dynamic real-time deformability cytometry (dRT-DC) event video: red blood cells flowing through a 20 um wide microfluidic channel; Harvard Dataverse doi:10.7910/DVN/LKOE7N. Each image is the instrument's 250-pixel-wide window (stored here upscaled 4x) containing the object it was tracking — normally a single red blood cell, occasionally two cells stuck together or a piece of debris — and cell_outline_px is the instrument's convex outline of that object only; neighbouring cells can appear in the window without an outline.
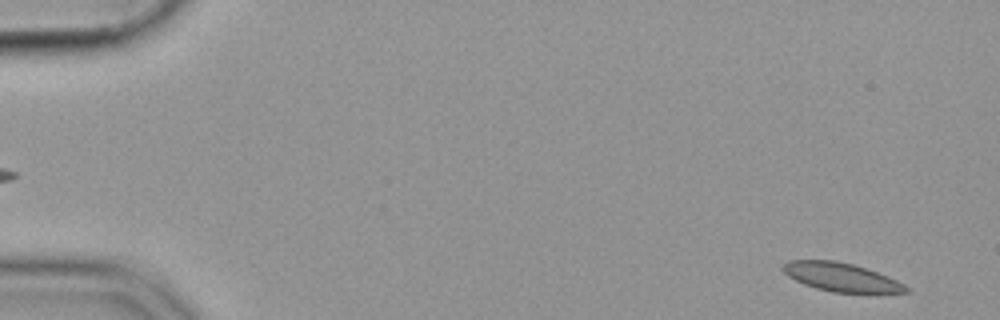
{"species": "common noctule bat (a hibernating species)", "species_latin": "Nyctalus noctula", "temperature_condition": "cold", "stored_images_in_passage": 55, "camera_frame_rate_fps": 3000, "um_per_image_px": 0.085, "animal": {"sex": "female", "body_mass_g": 19.9}, "frame": {"image": 1, "passage_image": 2, "time_ms": 0.333, "image_size_px": [1000, 320], "cell_outline_px": [[912, 292], [876, 296], [832, 292], [816, 288], [804, 284], [788, 276], [780, 268], [788, 260], [836, 260], [852, 264], [876, 272], [896, 280], [904, 284]], "centroid_in_image_um": [71.6, 23.62], "position_along_channel_um": 13.4, "area_um2": 21.33}}
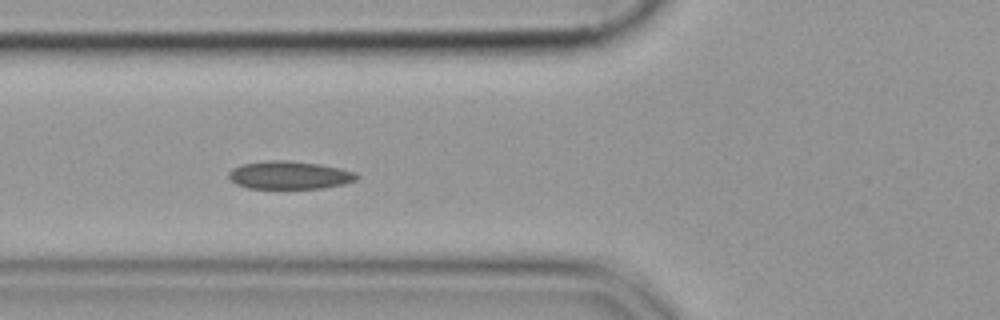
{"frame": {"image": 2, "passage_image": 20, "time_ms": 6.333, "image_size_px": [1000, 320], "cell_outline_px": [[360, 176], [356, 180], [344, 184], [320, 188], [248, 188], [236, 184], [228, 176], [228, 172], [232, 168], [244, 164], [272, 160], [288, 160], [320, 164], [340, 168], [356, 172]], "centroid_in_image_um": [24.63, 14.88], "position_along_channel_um": 101.2, "area_um2": 20.81}}
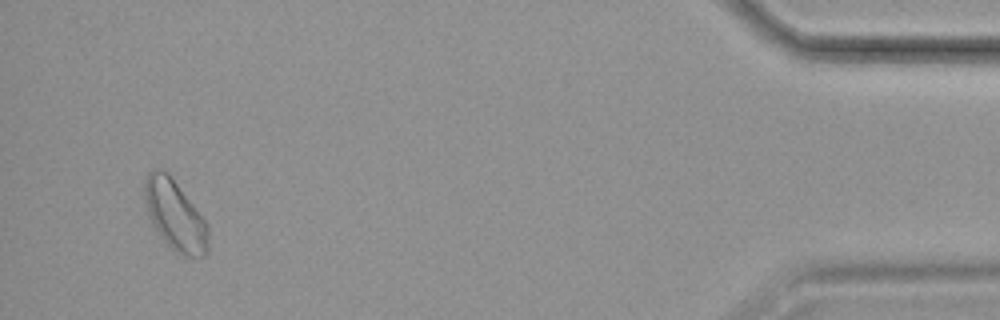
{"frame": {"image": 3, "passage_image": 52, "time_ms": 17.0, "image_size_px": [1000, 320], "cell_outline_px": [[208, 252], [204, 256], [184, 256], [176, 252], [160, 236], [148, 212], [144, 196], [144, 180], [148, 172], [164, 168], [172, 176], [204, 220], [208, 228]], "centroid_in_image_um": [14.88, 18.27], "position_along_channel_um": 420.3, "area_um2": 25.61}}